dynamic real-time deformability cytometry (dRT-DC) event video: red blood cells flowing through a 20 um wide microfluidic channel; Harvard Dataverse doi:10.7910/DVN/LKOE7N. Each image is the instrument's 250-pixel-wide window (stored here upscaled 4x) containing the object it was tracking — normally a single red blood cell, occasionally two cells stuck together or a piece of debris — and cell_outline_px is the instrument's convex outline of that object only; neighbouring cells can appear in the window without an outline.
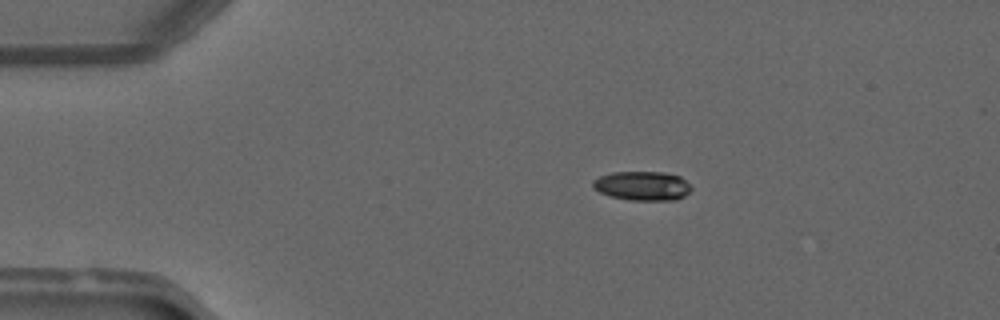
{"species": "common noctule bat (a hibernating species)", "species_latin": "Nyctalus noctula", "temperature_condition": "warm", "stored_images_in_passage": 48, "camera_frame_rate_fps": 3000, "um_per_image_px": 0.085, "animal": {"sex": "male", "forearm_length_mm": 52.5}, "frame": {"image": 1, "passage_image": 8, "time_ms": 2.333, "image_size_px": [1000, 320], "cell_outline_px": [[692, 188], [684, 196], [676, 200], [628, 200], [612, 196], [600, 192], [592, 184], [592, 180], [600, 176], [612, 172], [664, 172], [680, 176]], "centroid_in_image_um": [54.6, 15.79], "position_along_channel_um": 30.4, "area_um2": 16.59}}
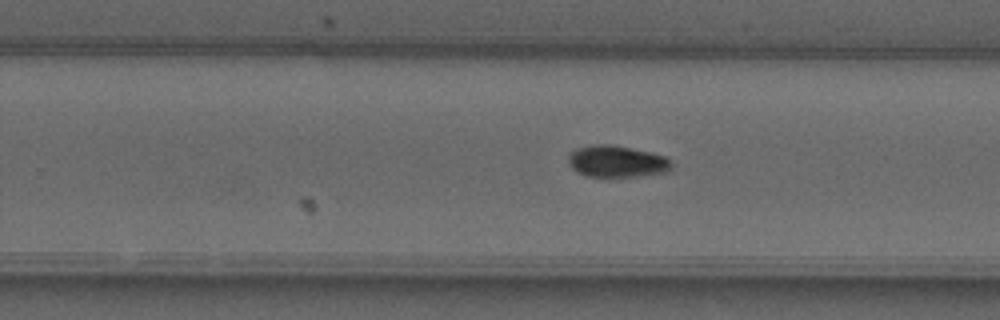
{"frame": {"image": 2, "passage_image": 30, "time_ms": 9.667, "image_size_px": [1000, 320], "cell_outline_px": [[672, 168], [668, 172], [636, 176], [584, 176], [576, 172], [568, 164], [568, 152], [576, 148], [592, 144], [612, 144], [652, 152], [668, 156], [672, 164]], "centroid_in_image_um": [52.42, 13.7], "position_along_channel_um": 277.4, "area_um2": 19.48}}
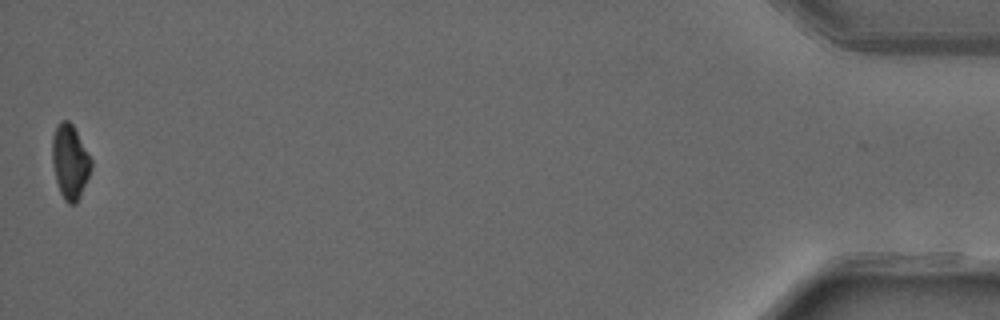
{"frame": {"image": 3, "passage_image": 48, "time_ms": 15.667, "image_size_px": [1000, 320], "cell_outline_px": [[92, 168], [80, 196], [76, 204], [68, 204], [64, 200], [60, 192], [56, 180], [52, 164], [52, 136], [56, 124], [60, 120], [68, 120], [72, 124], [92, 160]], "centroid_in_image_um": [5.93, 13.74], "position_along_channel_um": 429.3, "area_um2": 16.94}, "authors_computed_cell_mechanics": {"area_um2": 17.5134, "velocity_mm_per_s": 4.1235, "shape_relaxation_time_tau1_ms": 6.5485, "shape_relaxation_time_tau2_ms": null, "deformation_change_tau1": 0.2012, "deformation_change_tau2": null}}